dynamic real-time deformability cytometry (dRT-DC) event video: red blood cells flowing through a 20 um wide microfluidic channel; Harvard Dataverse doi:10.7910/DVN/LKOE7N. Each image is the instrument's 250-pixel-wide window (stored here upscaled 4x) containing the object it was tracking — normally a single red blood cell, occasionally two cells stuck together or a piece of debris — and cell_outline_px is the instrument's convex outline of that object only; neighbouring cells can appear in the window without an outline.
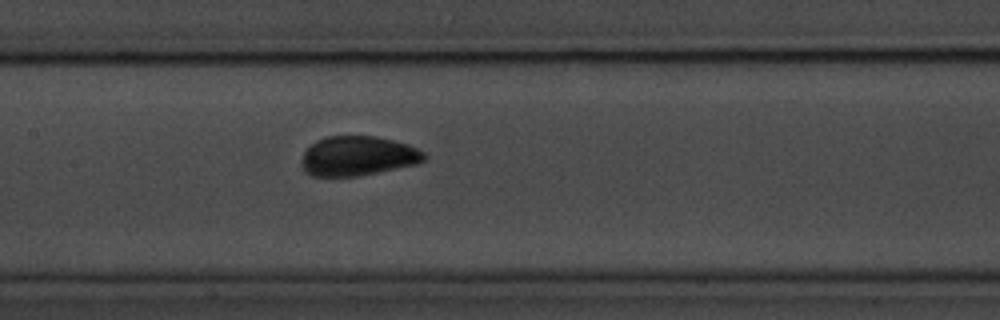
{"species": "common noctule bat (a hibernating species)", "species_latin": "Nyctalus noctula", "temperature_condition": "room temperature", "stored_images_in_passage": 7, "segment_of_instrument_passage": [1, 2], "camera_frame_rate_fps": 3000, "um_per_image_px": 0.085, "animal": {"sex": "male", "body_mass_g": 20.1, "forearm_length_mm": 53.5}, "frame": {"image": 1, "passage_image": 6, "time_ms": 6.667, "image_size_px": [1000, 320], "cell_outline_px": [[428, 156], [424, 160], [416, 164], [360, 176], [312, 176], [304, 172], [300, 164], [304, 152], [316, 140], [328, 136], [376, 136], [408, 144], [424, 152]], "centroid_in_image_um": [30.4, 13.26], "position_along_channel_um": 177.0, "area_um2": 28.38}}